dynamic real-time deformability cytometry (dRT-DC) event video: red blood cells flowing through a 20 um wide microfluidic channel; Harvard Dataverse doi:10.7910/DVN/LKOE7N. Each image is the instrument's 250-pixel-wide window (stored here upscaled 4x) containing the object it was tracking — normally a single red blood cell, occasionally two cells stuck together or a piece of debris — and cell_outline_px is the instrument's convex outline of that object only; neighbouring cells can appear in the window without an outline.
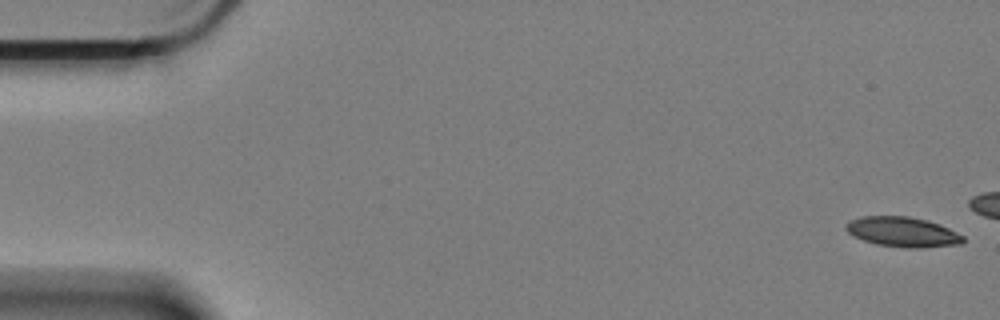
{"species": "Egyptian fruit bat (a non-hibernating species)", "species_latin": "Rousettus aegyptiacus", "temperature_condition": "cold", "stored_images_in_passage": 16, "camera_frame_rate_fps": 3000, "um_per_image_px": 0.085, "animal": {"sex": "female"}, "frame": {"image": 1, "passage_image": 1, "time_ms": 0.0, "image_size_px": [1000, 320], "cell_outline_px": [[964, 240], [960, 244], [920, 248], [908, 248], [876, 244], [852, 236], [844, 228], [852, 220], [860, 216], [908, 216], [928, 220], [940, 224], [964, 236]], "centroid_in_image_um": [76.73, 19.71], "position_along_channel_um": 8.3, "area_um2": 20.4}}